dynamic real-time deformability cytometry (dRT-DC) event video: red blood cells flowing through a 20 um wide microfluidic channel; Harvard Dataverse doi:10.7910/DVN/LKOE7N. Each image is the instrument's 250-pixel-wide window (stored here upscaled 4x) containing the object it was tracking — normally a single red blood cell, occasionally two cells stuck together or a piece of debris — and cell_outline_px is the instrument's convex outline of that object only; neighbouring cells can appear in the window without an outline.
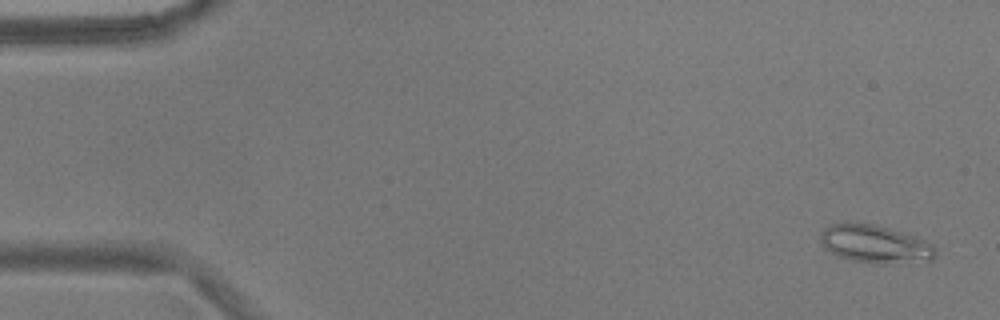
{"species": "common noctule bat (a hibernating species)", "species_latin": "Nyctalus noctula", "temperature_condition": "warm", "stored_images_in_passage": 41, "camera_frame_rate_fps": 3000, "um_per_image_px": 0.085, "animal": {"sex": "male", "body_mass_g": 17.9}, "frame": {"image": 1, "passage_image": 3, "time_ms": 0.667, "image_size_px": [1000, 320], "cell_outline_px": [[936, 256], [932, 260], [884, 264], [876, 264], [852, 260], [836, 256], [820, 240], [820, 232], [824, 228], [832, 224], [844, 220], [876, 224], [916, 236], [932, 244], [936, 248]], "centroid_in_image_um": [74.38, 20.71], "position_along_channel_um": 10.6, "area_um2": 25.89}}
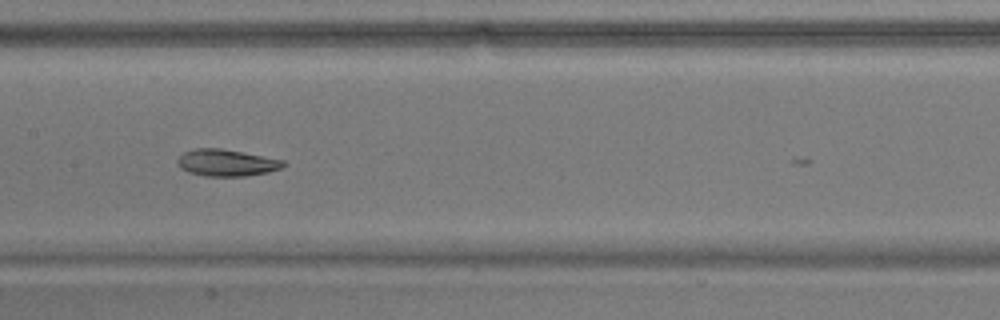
{"frame": {"image": 2, "passage_image": 28, "time_ms": 9.0, "image_size_px": [1000, 320], "cell_outline_px": [[288, 164], [280, 168], [268, 172], [244, 176], [204, 176], [188, 172], [180, 168], [176, 164], [176, 160], [184, 152], [196, 148], [220, 148], [284, 160]], "centroid_in_image_um": [19.23, 13.84], "position_along_channel_um": 188.2, "area_um2": 16.53}}
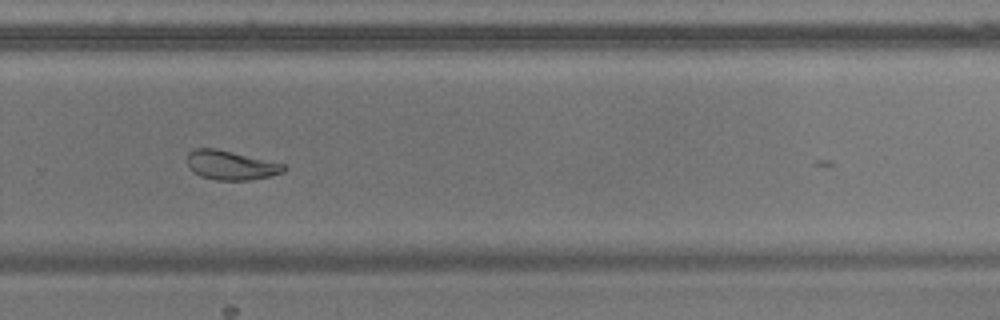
{"frame": {"image": 3, "passage_image": 38, "time_ms": 12.333, "image_size_px": [1000, 320], "cell_outline_px": [[288, 168], [284, 172], [268, 176], [248, 180], [216, 180], [200, 176], [192, 172], [188, 168], [188, 152], [196, 148], [216, 148], [284, 164]], "centroid_in_image_um": [19.59, 14.04], "position_along_channel_um": 310.2, "area_um2": 16.42}}